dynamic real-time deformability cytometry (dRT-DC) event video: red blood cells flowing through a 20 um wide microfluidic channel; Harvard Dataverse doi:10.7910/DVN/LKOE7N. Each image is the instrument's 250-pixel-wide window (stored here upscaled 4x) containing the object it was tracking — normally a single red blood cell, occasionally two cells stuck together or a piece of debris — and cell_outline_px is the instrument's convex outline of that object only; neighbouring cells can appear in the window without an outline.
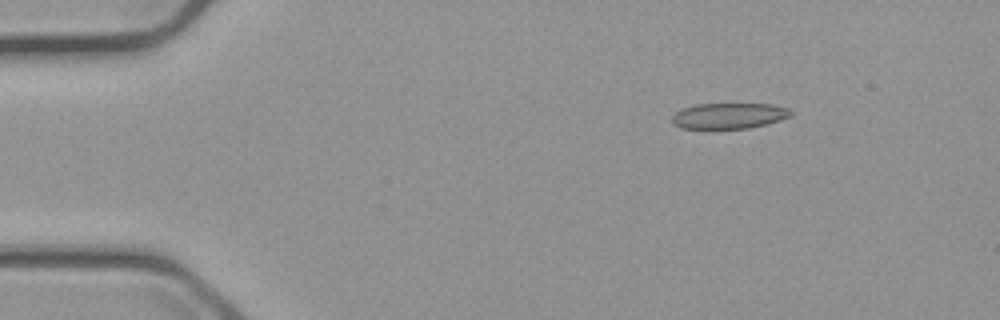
{"species": "common noctule bat (a hibernating species)", "species_latin": "Nyctalus noctula", "temperature_condition": "cold", "stored_images_in_passage": 6, "camera_frame_rate_fps": 3000, "um_per_image_px": 0.085, "animal": {"sex": "male", "body_mass_g": 23.1, "forearm_length_mm": 52.7}, "frame": {"image": 1, "passage_image": 2, "time_ms": 1.333, "image_size_px": [1000, 320], "cell_outline_px": [[792, 116], [768, 124], [748, 128], [704, 132], [680, 128], [672, 124], [672, 116], [676, 112], [684, 108], [696, 104], [772, 104], [788, 108], [792, 112]], "centroid_in_image_um": [61.9, 9.9], "position_along_channel_um": 23.1, "area_um2": 18.79}}
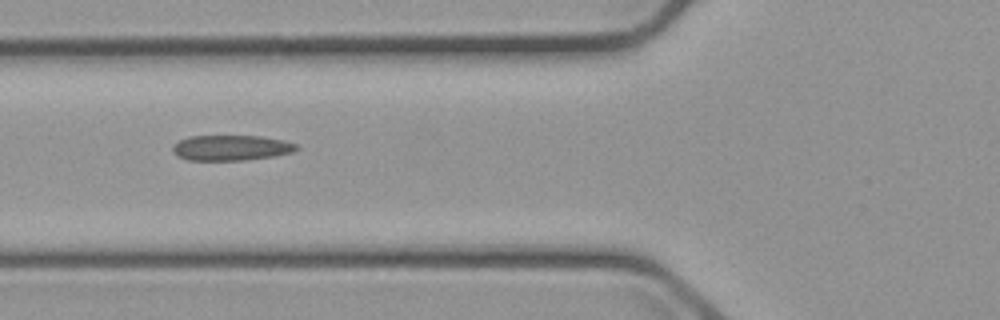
{"frame": {"image": 2, "passage_image": 5, "time_ms": 5.667, "image_size_px": [1000, 320], "cell_outline_px": [[300, 148], [292, 152], [272, 156], [240, 160], [188, 160], [176, 156], [172, 148], [180, 140], [188, 136], [260, 136], [284, 140], [296, 144]], "centroid_in_image_um": [19.64, 12.56], "position_along_channel_um": 106.2, "area_um2": 18.15}}
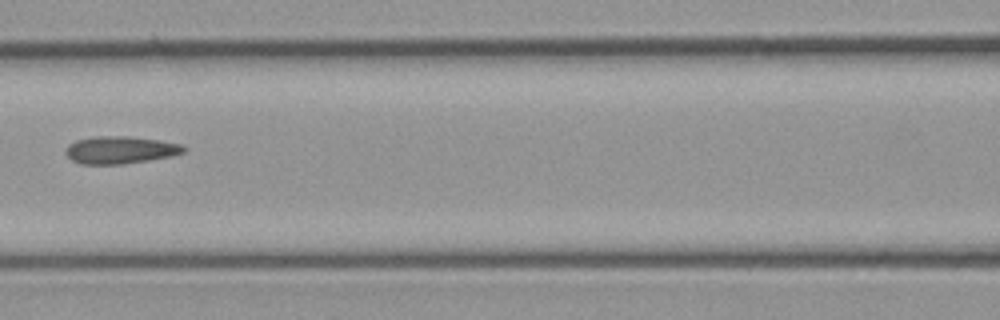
{"frame": {"image": 3, "passage_image": 6, "time_ms": 7.0, "image_size_px": [1000, 320], "cell_outline_px": [[188, 148], [184, 152], [172, 156], [124, 164], [80, 164], [72, 160], [64, 152], [68, 144], [76, 140], [96, 136], [128, 136], [160, 140], [180, 144]], "centroid_in_image_um": [10.22, 12.74], "position_along_channel_um": 156.4, "area_um2": 18.96}}